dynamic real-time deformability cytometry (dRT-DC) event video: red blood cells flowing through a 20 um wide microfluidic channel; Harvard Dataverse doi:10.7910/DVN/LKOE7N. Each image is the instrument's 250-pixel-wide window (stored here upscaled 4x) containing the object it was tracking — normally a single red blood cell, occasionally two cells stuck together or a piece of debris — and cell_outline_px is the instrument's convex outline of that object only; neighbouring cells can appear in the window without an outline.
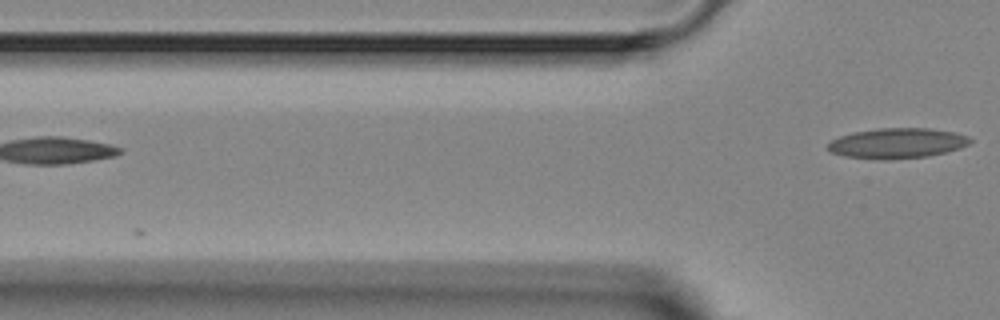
{"species": "Egyptian fruit bat (a non-hibernating species)", "species_latin": "Rousettus aegyptiacus", "temperature_condition": "room temperature", "stored_images_in_passage": 2, "camera_frame_rate_fps": 3000, "um_per_image_px": 0.085, "animal": {"sex": "female"}, "frame": {"image": 1, "passage_image": 2, "time_ms": 1.333, "image_size_px": [1000, 320], "cell_outline_px": [[972, 140], [968, 144], [960, 148], [928, 156], [888, 160], [880, 160], [844, 156], [832, 152], [828, 148], [828, 144], [832, 140], [840, 136], [852, 132], [880, 128], [928, 128], [952, 132], [968, 136]], "centroid_in_image_um": [76.24, 12.18], "position_along_channel_um": 49.6, "area_um2": 24.97}}